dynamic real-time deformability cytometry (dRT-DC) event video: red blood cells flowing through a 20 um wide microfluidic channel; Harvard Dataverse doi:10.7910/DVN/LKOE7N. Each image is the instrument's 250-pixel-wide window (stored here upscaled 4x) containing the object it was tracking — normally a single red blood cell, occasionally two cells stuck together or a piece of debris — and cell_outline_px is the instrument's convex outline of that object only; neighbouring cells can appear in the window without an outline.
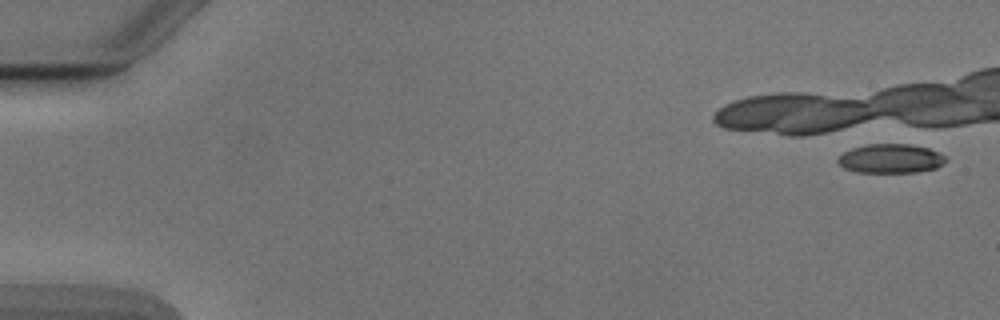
{"species": "Egyptian fruit bat (a non-hibernating species)", "species_latin": "Rousettus aegyptiacus", "temperature_condition": "cold", "stored_images_in_passage": 1, "camera_frame_rate_fps": 3000, "um_per_image_px": 0.085, "animal": {"sex": "male"}, "frame": {"image": 1, "passage_image": 1, "time_ms": 0.0, "image_size_px": [1000, 320], "cell_outline_px": [[948, 160], [936, 168], [916, 172], [856, 172], [844, 168], [836, 160], [844, 152], [852, 148], [868, 144], [908, 144], [928, 148], [944, 156]], "centroid_in_image_um": [75.7, 13.48], "position_along_channel_um": 9.3, "area_um2": 18.15}}